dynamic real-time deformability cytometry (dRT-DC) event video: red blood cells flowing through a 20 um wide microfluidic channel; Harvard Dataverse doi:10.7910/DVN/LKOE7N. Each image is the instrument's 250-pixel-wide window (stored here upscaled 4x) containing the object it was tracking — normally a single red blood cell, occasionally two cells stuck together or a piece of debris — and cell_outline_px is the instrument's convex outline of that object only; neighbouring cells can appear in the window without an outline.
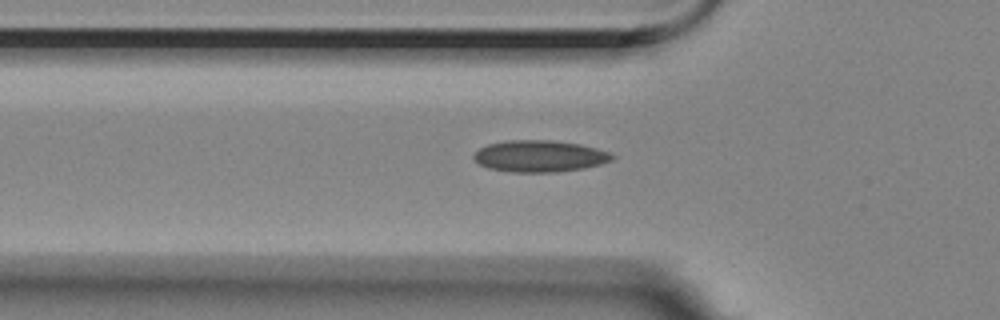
{"species": "Egyptian fruit bat (a non-hibernating species)", "species_latin": "Rousettus aegyptiacus", "temperature_condition": "room temperature", "stored_images_in_passage": 40, "camera_frame_rate_fps": 3000, "um_per_image_px": 0.085, "animal": {"sex": "female"}, "frame": {"image": 1, "passage_image": 3, "time_ms": 0.667, "image_size_px": [1000, 320], "cell_outline_px": [[616, 156], [612, 160], [600, 164], [584, 168], [552, 172], [512, 172], [488, 168], [480, 164], [472, 156], [480, 148], [488, 144], [508, 140], [552, 140], [580, 144], [612, 152]], "centroid_in_image_um": [45.9, 13.26], "position_along_channel_um": 79.9, "area_um2": 25.49}}
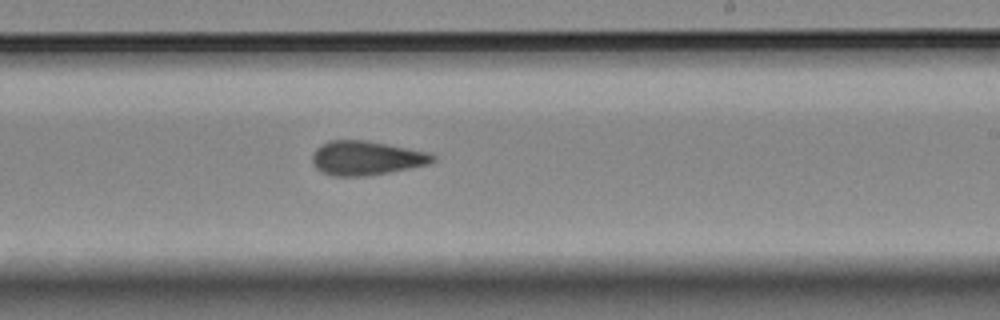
{"frame": {"image": 2, "passage_image": 18, "time_ms": 5.667, "image_size_px": [1000, 320], "cell_outline_px": [[436, 160], [428, 164], [388, 172], [364, 176], [332, 176], [320, 172], [312, 164], [312, 156], [316, 148], [320, 144], [328, 140], [364, 140], [428, 152], [436, 156]], "centroid_in_image_um": [31.08, 13.43], "position_along_channel_um": 257.9, "area_um2": 23.93}}
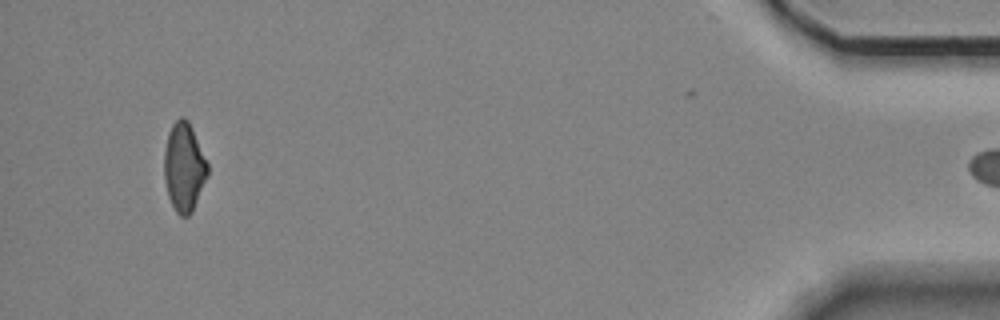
{"frame": {"image": 3, "passage_image": 38, "time_ms": 12.333, "image_size_px": [1000, 320], "cell_outline_px": [[208, 176], [192, 212], [188, 216], [180, 216], [176, 212], [168, 196], [164, 180], [164, 152], [168, 132], [172, 124], [180, 116], [184, 116], [188, 120], [192, 128], [208, 164]], "centroid_in_image_um": [15.64, 14.2], "position_along_channel_um": 419.6, "area_um2": 22.54}, "authors_computed_cell_mechanics": {"area_um2": 23.3801, "velocity_mm_per_s": 3.5387, "shape_relaxation_time_tau1_ms": null, "shape_relaxation_time_tau2_ms": 4.0761, "deformation_change_tau1": null, "deformation_change_tau2": 0.1106}}